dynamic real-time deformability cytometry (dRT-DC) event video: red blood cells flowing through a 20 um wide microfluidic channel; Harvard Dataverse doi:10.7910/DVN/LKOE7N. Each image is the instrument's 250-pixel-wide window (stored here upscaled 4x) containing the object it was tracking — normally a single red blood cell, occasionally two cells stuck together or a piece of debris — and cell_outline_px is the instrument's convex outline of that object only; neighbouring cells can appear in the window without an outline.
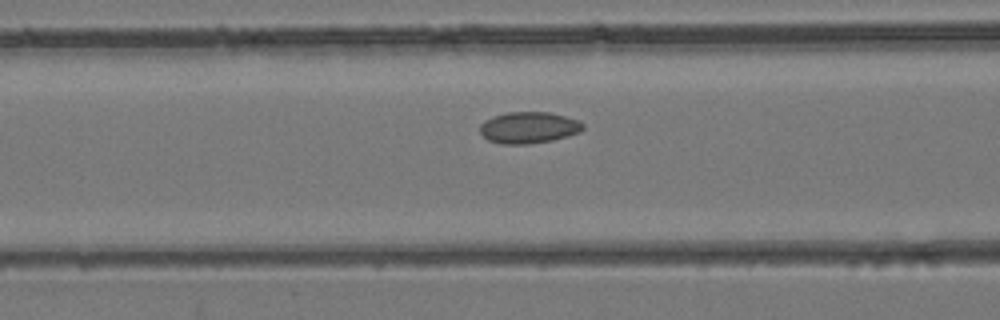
{"species": "common noctule bat (a hibernating species)", "species_latin": "Nyctalus noctula", "temperature_condition": "room temperature", "stored_images_in_passage": 39, "camera_frame_rate_fps": 3000, "um_per_image_px": 0.085, "animal": {"sex": "female", "body_mass_g": 24.6, "forearm_length_mm": 56.2}, "frame": {"image": 1, "passage_image": 14, "time_ms": 4.333, "image_size_px": [1000, 320], "cell_outline_px": [[584, 128], [580, 132], [568, 136], [552, 140], [528, 144], [500, 144], [488, 140], [480, 132], [480, 124], [484, 120], [492, 116], [508, 112], [548, 112], [564, 116], [576, 120], [584, 124]], "centroid_in_image_um": [44.91, 10.85], "position_along_channel_um": 121.7, "area_um2": 18.9}}
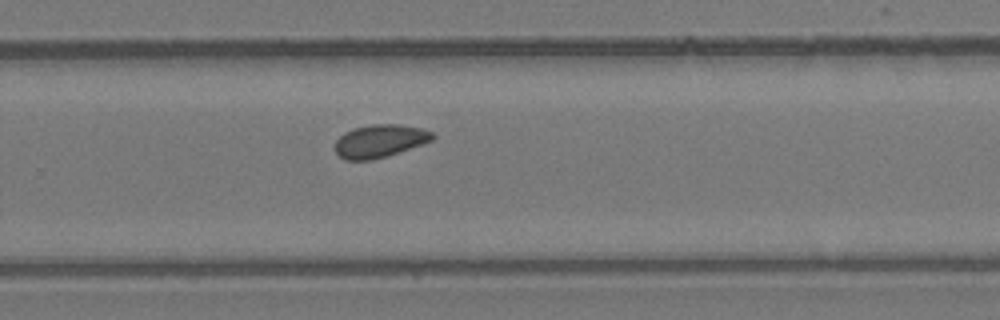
{"frame": {"image": 2, "passage_image": 25, "time_ms": 8.0, "image_size_px": [1000, 320], "cell_outline_px": [[436, 136], [432, 140], [372, 160], [344, 160], [332, 148], [336, 140], [344, 132], [352, 128], [372, 124], [396, 124], [424, 128], [432, 132]], "centroid_in_image_um": [32.23, 11.97], "position_along_channel_um": 297.6, "area_um2": 18.61}}
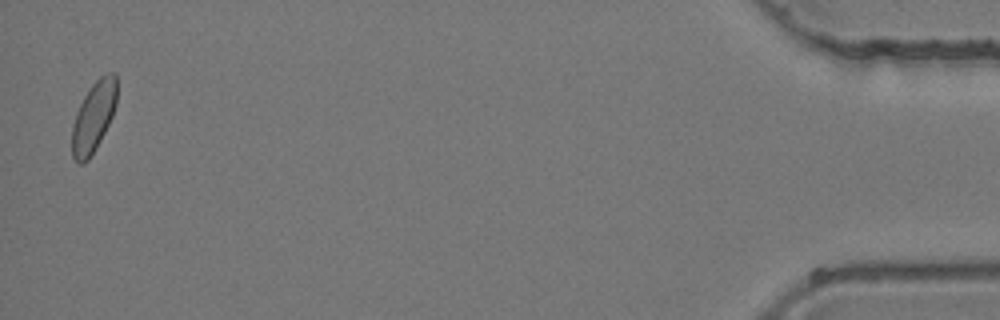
{"frame": {"image": 3, "passage_image": 39, "time_ms": 12.667, "image_size_px": [1000, 320], "cell_outline_px": [[116, 104], [112, 116], [96, 148], [88, 160], [84, 164], [80, 164], [72, 156], [72, 124], [76, 112], [84, 96], [92, 84], [100, 76], [108, 72], [116, 72]], "centroid_in_image_um": [7.95, 9.92], "position_along_channel_um": 427.3, "area_um2": 18.32}}